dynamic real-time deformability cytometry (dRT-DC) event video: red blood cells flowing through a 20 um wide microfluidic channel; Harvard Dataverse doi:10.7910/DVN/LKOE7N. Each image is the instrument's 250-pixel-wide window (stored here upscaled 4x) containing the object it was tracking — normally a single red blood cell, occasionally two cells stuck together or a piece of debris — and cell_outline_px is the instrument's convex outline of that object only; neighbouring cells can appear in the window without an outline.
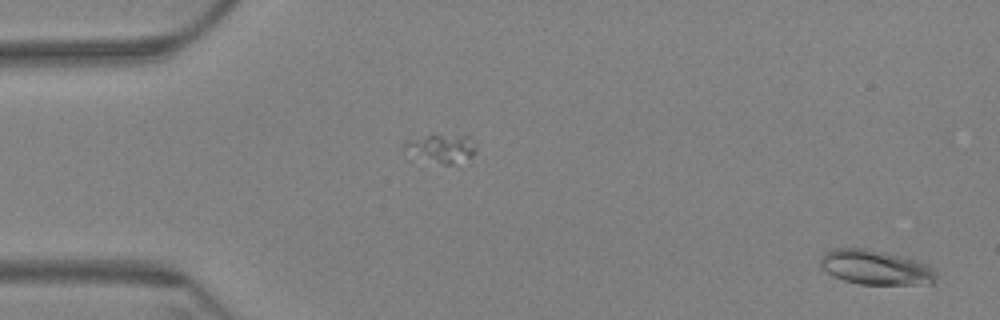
{"species": "Egyptian fruit bat (a non-hibernating species)", "species_latin": "Rousettus aegyptiacus", "temperature_condition": "warm", "stored_images_in_passage": 62, "camera_frame_rate_fps": 3000, "um_per_image_px": 0.085, "animal": {"sex": "female"}, "frame": {"image": 1, "passage_image": 2, "time_ms": 0.333, "image_size_px": [1000, 320], "cell_outline_px": [[936, 276], [932, 284], [860, 284], [844, 280], [832, 276], [820, 268], [820, 260], [824, 252], [836, 248], [868, 248], [920, 260], [936, 268]], "centroid_in_image_um": [74.45, 22.72], "position_along_channel_um": 10.6, "area_um2": 23.76}}
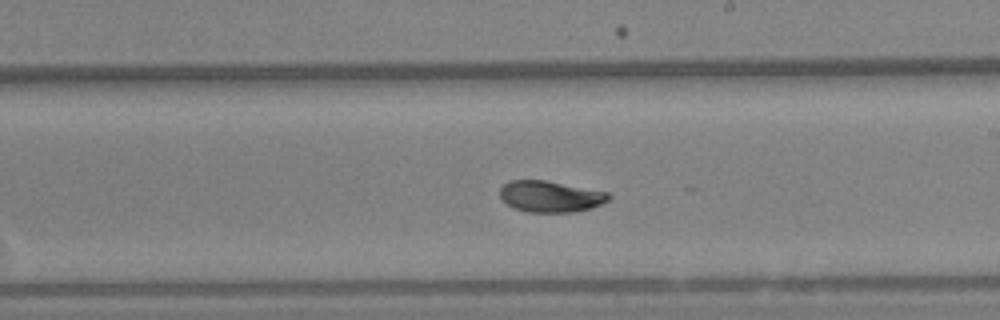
{"frame": {"image": 2, "passage_image": 36, "time_ms": 11.667, "image_size_px": [1000, 320], "cell_outline_px": [[612, 196], [608, 200], [592, 208], [572, 212], [528, 212], [516, 208], [500, 200], [500, 188], [508, 180], [544, 180], [608, 192]], "centroid_in_image_um": [46.77, 16.69], "position_along_channel_um": 242.2, "area_um2": 19.77}}
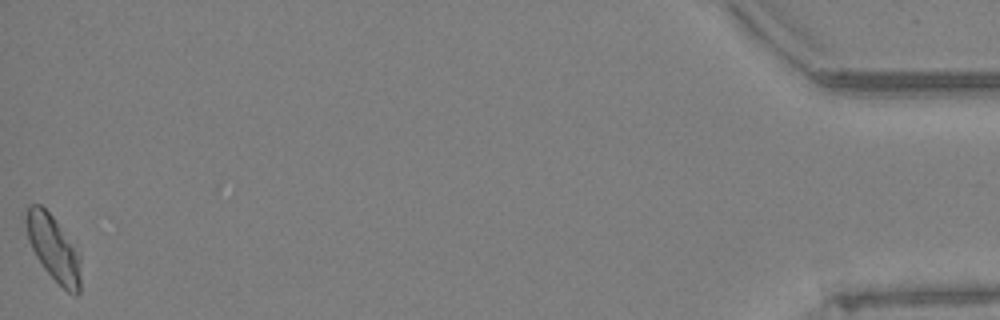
{"frame": {"image": 3, "passage_image": 62, "time_ms": 20.333, "image_size_px": [1000, 320], "cell_outline_px": [[80, 292], [76, 296], [68, 292], [44, 268], [36, 256], [28, 240], [24, 220], [28, 204], [40, 204], [56, 220], [80, 252]], "centroid_in_image_um": [4.55, 21.07], "position_along_channel_um": 430.7, "area_um2": 20.92}, "authors_computed_cell_mechanics": {"area_um2": 20.4323, "velocity_mm_per_s": 3.2935, "shape_relaxation_time_tau1_ms": 4.813, "shape_relaxation_time_tau2_ms": 3.1579, "deformation_change_tau1": 0.1477, "deformation_change_tau2": 0.0521}}